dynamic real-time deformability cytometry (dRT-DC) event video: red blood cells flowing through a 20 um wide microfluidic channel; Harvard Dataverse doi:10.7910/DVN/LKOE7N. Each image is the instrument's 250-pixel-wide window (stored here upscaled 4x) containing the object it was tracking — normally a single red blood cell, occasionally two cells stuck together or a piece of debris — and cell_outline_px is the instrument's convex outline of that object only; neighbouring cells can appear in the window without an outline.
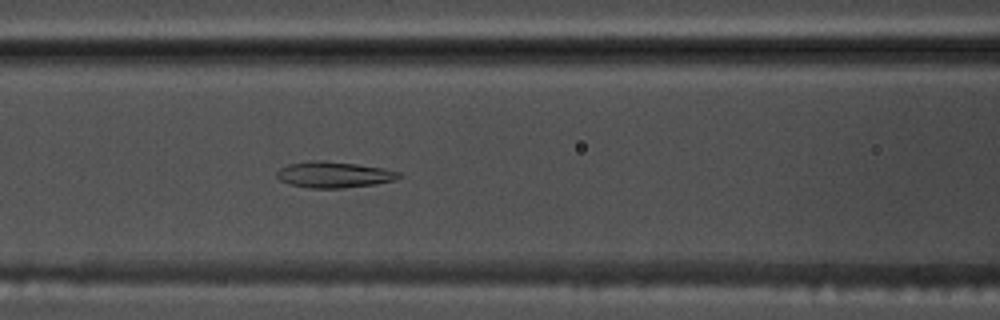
{"species": "common noctule bat (a hibernating species)", "species_latin": "Nyctalus noctula", "temperature_condition": "warm", "stored_images_in_passage": 55, "camera_frame_rate_fps": 3000, "um_per_image_px": 0.085, "animal": {"sex": "male", "body_mass_g": 17.5, "forearm_length_mm": 52.3}, "frame": {"image": 1, "passage_image": 24, "time_ms": 7.667, "image_size_px": [1000, 320], "cell_outline_px": [[404, 176], [392, 180], [376, 184], [340, 188], [308, 188], [288, 184], [280, 180], [276, 176], [276, 172], [280, 168], [288, 164], [312, 160], [320, 160], [356, 164], [384, 168], [400, 172]], "centroid_in_image_um": [28.37, 14.84], "position_along_channel_um": 138.2, "area_um2": 18.61}}
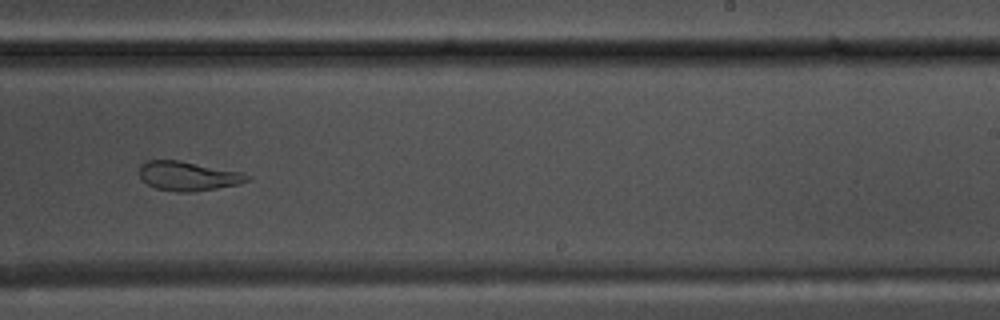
{"frame": {"image": 2, "passage_image": 35, "time_ms": 11.333, "image_size_px": [1000, 320], "cell_outline_px": [[248, 180], [236, 184], [216, 188], [192, 192], [176, 192], [156, 188], [148, 184], [140, 176], [140, 164], [148, 160], [180, 160], [240, 172], [248, 176]], "centroid_in_image_um": [15.93, 14.95], "position_along_channel_um": 273.1, "area_um2": 18.03}}
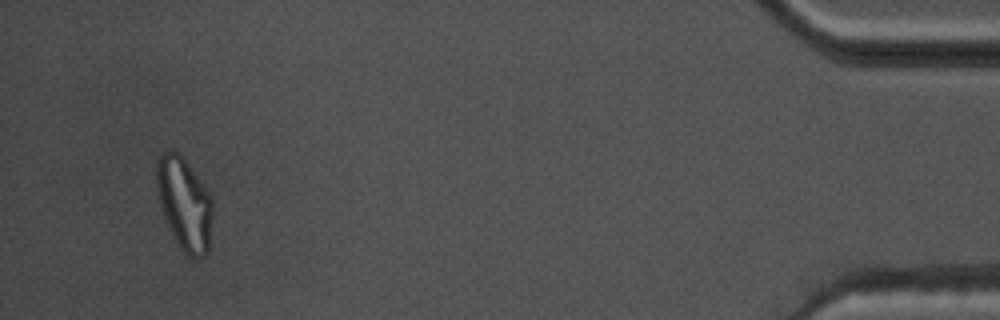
{"frame": {"image": 3, "passage_image": 53, "time_ms": 17.333, "image_size_px": [1000, 320], "cell_outline_px": [[212, 216], [208, 252], [204, 256], [188, 256], [180, 248], [164, 216], [160, 204], [156, 184], [156, 156], [172, 148], [188, 164], [212, 196]], "centroid_in_image_um": [15.66, 17.28], "position_along_channel_um": 419.5, "area_um2": 29.94}, "authors_computed_cell_mechanics": {"area_um2": 22.7154, "velocity_mm_per_s": 3.6921, "shape_relaxation_time_tau1_ms": null, "shape_relaxation_time_tau2_ms": 1.5893, "deformation_change_tau1": null, "deformation_change_tau2": 0.0794}}